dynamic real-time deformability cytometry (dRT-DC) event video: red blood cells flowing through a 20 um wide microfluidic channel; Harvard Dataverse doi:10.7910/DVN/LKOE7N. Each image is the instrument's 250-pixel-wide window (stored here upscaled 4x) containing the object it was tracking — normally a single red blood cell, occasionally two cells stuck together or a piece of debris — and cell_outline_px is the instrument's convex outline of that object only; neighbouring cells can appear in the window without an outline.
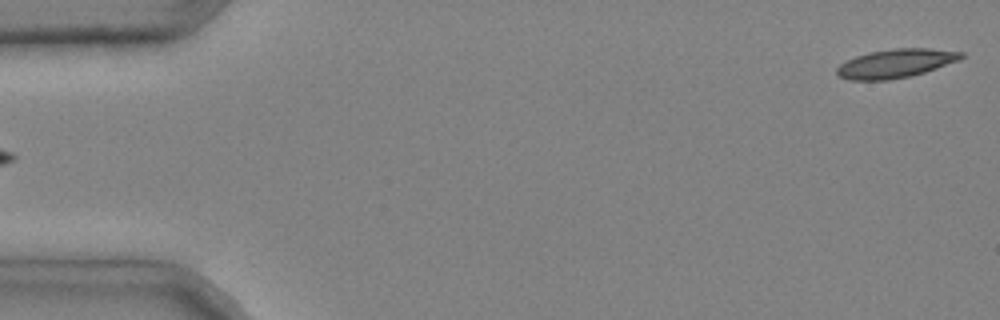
{"species": "common noctule bat (a hibernating species)", "species_latin": "Nyctalus noctula", "temperature_condition": "cold", "stored_images_in_passage": 2, "segment_of_instrument_passage": [2, 2], "camera_frame_rate_fps": 3000, "um_per_image_px": 0.085, "animal": {"sex": "male", "body_mass_g": 20.4}, "frame": {"image": 1, "passage_image": 2, "time_ms": 0.333, "image_size_px": [1000, 320], "cell_outline_px": [[964, 56], [960, 60], [912, 76], [888, 80], [848, 80], [840, 76], [836, 72], [836, 68], [840, 64], [856, 56], [872, 52], [896, 48], [928, 48], [964, 52]], "centroid_in_image_um": [76.15, 5.39], "position_along_channel_um": 8.8, "area_um2": 20.69}}